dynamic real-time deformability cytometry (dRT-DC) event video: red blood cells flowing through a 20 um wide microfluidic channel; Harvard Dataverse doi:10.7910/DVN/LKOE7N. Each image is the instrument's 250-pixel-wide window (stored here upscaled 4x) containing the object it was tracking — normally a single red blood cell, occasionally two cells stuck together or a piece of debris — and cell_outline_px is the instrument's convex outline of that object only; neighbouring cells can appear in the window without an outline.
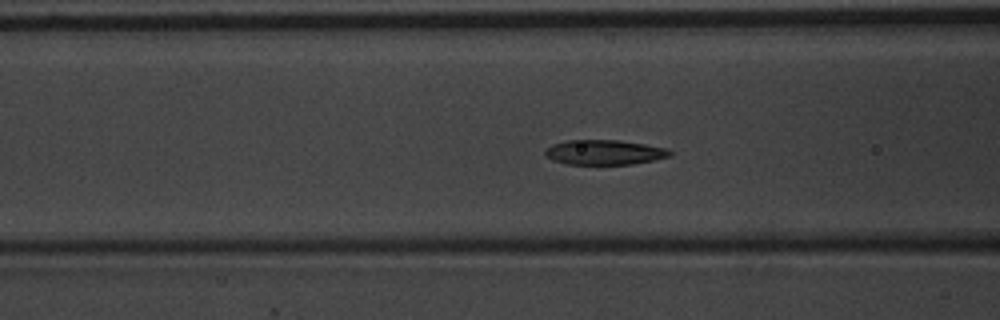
{"species": "common noctule bat (a hibernating species)", "species_latin": "Nyctalus noctula", "temperature_condition": "warm", "stored_images_in_passage": 38, "camera_frame_rate_fps": 3000, "um_per_image_px": 0.085, "animal": {"sex": "male", "body_mass_g": 20.1, "forearm_length_mm": 53.5}, "frame": {"image": 1, "passage_image": 5, "time_ms": 1.333, "image_size_px": [1000, 320], "cell_outline_px": [[672, 156], [632, 164], [564, 164], [552, 160], [544, 156], [544, 152], [552, 144], [564, 140], [620, 140], [668, 148], [672, 152]], "centroid_in_image_um": [51.35, 12.94], "position_along_channel_um": 115.2, "area_um2": 18.21}}
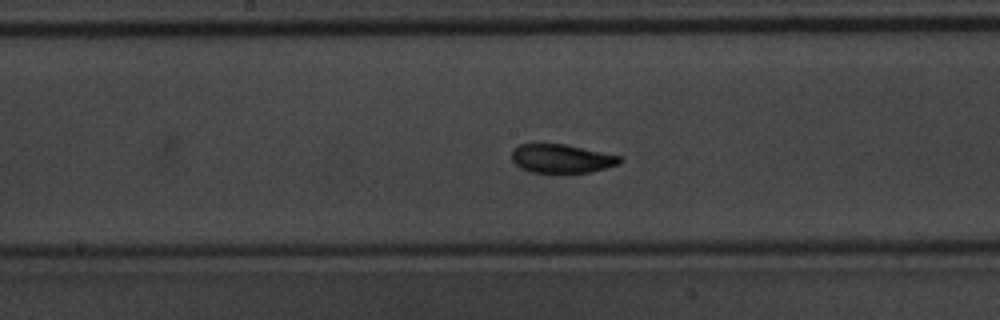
{"frame": {"image": 2, "passage_image": 12, "time_ms": 3.667, "image_size_px": [1000, 320], "cell_outline_px": [[624, 160], [620, 164], [592, 172], [532, 172], [520, 168], [512, 160], [512, 148], [520, 144], [564, 144], [624, 156]], "centroid_in_image_um": [47.79, 13.47], "position_along_channel_um": 200.4, "area_um2": 18.21}}
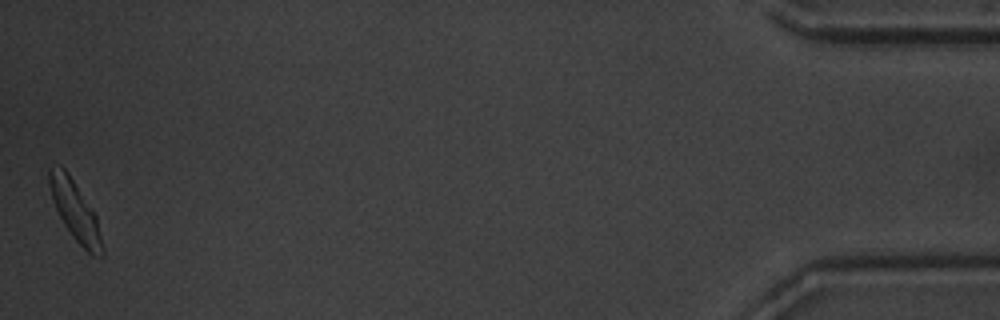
{"frame": {"image": 3, "passage_image": 38, "time_ms": 12.333, "image_size_px": [1000, 320], "cell_outline_px": [[104, 256], [92, 256], [72, 236], [64, 224], [52, 200], [48, 184], [48, 168], [60, 164], [68, 172], [96, 216], [104, 248]], "centroid_in_image_um": [6.37, 17.91], "position_along_channel_um": 428.8, "area_um2": 18.21}, "authors_computed_cell_mechanics": {"area_um2": 18.2359, "velocity_mm_per_s": 3.6436, "shape_relaxation_time_tau1_ms": 2.3782, "shape_relaxation_time_tau2_ms": 1.8898, "deformation_change_tau1": 0.1339, "deformation_change_tau2": 0.0672}}